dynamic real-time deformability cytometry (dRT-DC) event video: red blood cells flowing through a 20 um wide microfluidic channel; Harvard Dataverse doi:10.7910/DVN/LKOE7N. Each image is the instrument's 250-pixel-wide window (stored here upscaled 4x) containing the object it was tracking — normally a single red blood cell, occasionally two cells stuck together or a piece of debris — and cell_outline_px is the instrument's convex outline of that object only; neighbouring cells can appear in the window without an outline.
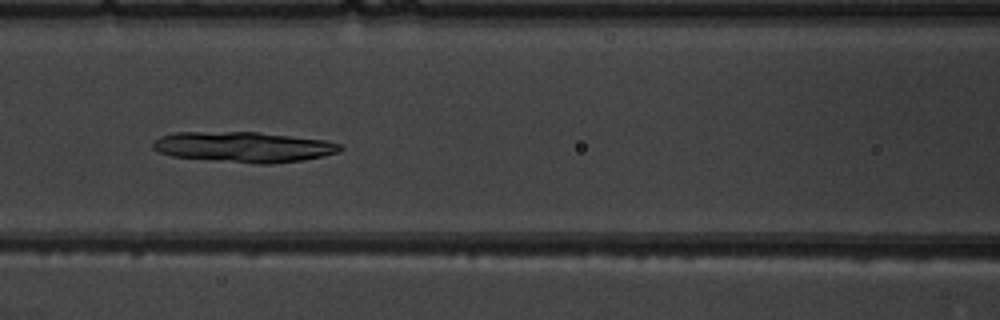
{"species": "common noctule bat (a hibernating species)", "species_latin": "Nyctalus noctula", "temperature_condition": "warm", "stored_images_in_passage": 9, "camera_frame_rate_fps": 3000, "um_per_image_px": 0.085, "animal": {"sex": "male", "body_mass_g": 19.5, "forearm_length_mm": 54.6}, "frame": {"image": 1, "passage_image": 7, "time_ms": 7.0, "image_size_px": [1000, 320], "cell_outline_px": [[344, 148], [340, 152], [324, 156], [304, 160], [272, 164], [256, 164], [172, 156], [160, 152], [152, 148], [152, 140], [160, 136], [176, 132], [256, 132], [324, 140], [340, 144]], "centroid_in_image_um": [20.72, 12.5], "position_along_channel_um": 145.9, "area_um2": 33.29}}
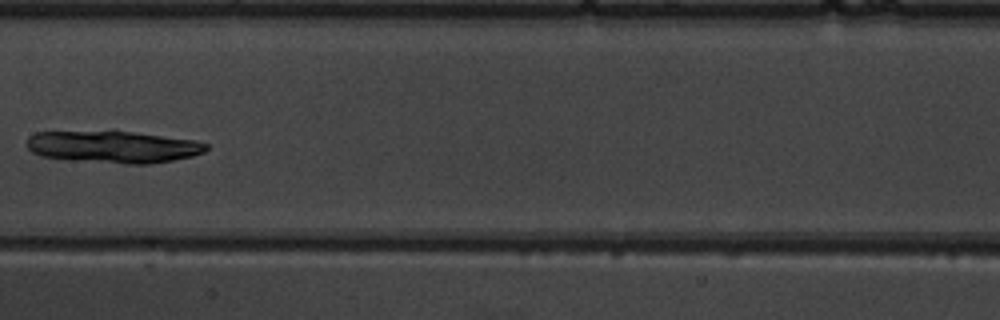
{"frame": {"image": 2, "passage_image": 8, "time_ms": 8.333, "image_size_px": [1000, 320], "cell_outline_px": [[208, 148], [204, 152], [192, 156], [172, 160], [148, 164], [124, 164], [68, 160], [40, 156], [32, 152], [28, 148], [28, 136], [36, 132], [132, 132], [196, 140], [208, 144]], "centroid_in_image_um": [9.63, 12.5], "position_along_channel_um": 197.8, "area_um2": 33.29}}
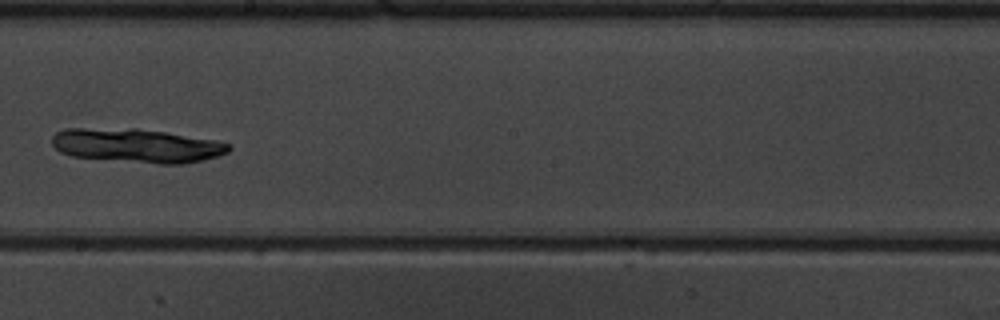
{"frame": {"image": 3, "passage_image": 9, "time_ms": 9.333, "image_size_px": [1000, 320], "cell_outline_px": [[232, 148], [228, 152], [216, 156], [184, 164], [160, 164], [72, 156], [60, 152], [52, 144], [52, 136], [56, 132], [64, 128], [136, 128], [164, 132], [216, 140], [232, 144]], "centroid_in_image_um": [11.62, 12.36], "position_along_channel_um": 236.6, "area_um2": 34.97}}